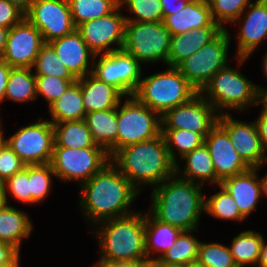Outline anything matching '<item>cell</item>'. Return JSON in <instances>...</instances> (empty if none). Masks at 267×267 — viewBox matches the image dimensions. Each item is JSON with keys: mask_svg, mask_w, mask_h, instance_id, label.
<instances>
[{"mask_svg": "<svg viewBox=\"0 0 267 267\" xmlns=\"http://www.w3.org/2000/svg\"><path fill=\"white\" fill-rule=\"evenodd\" d=\"M80 188L78 206L92 226L133 213L130 205L141 193L111 161Z\"/></svg>", "mask_w": 267, "mask_h": 267, "instance_id": "6da1fadb", "label": "cell"}, {"mask_svg": "<svg viewBox=\"0 0 267 267\" xmlns=\"http://www.w3.org/2000/svg\"><path fill=\"white\" fill-rule=\"evenodd\" d=\"M203 185L179 177L176 173L152 187L149 213L162 223L182 231L197 230L204 211Z\"/></svg>", "mask_w": 267, "mask_h": 267, "instance_id": "7a4b0ae2", "label": "cell"}, {"mask_svg": "<svg viewBox=\"0 0 267 267\" xmlns=\"http://www.w3.org/2000/svg\"><path fill=\"white\" fill-rule=\"evenodd\" d=\"M110 161L139 192L143 185H159L174 175L176 170V163L170 157L162 133L119 149Z\"/></svg>", "mask_w": 267, "mask_h": 267, "instance_id": "3957f363", "label": "cell"}, {"mask_svg": "<svg viewBox=\"0 0 267 267\" xmlns=\"http://www.w3.org/2000/svg\"><path fill=\"white\" fill-rule=\"evenodd\" d=\"M144 213V214H143ZM104 220L94 225L99 243V260L137 261L147 259L145 212ZM97 226V227H96Z\"/></svg>", "mask_w": 267, "mask_h": 267, "instance_id": "277c9868", "label": "cell"}, {"mask_svg": "<svg viewBox=\"0 0 267 267\" xmlns=\"http://www.w3.org/2000/svg\"><path fill=\"white\" fill-rule=\"evenodd\" d=\"M198 93L176 67L168 66L164 71L141 78L133 96L162 117Z\"/></svg>", "mask_w": 267, "mask_h": 267, "instance_id": "5b68a950", "label": "cell"}, {"mask_svg": "<svg viewBox=\"0 0 267 267\" xmlns=\"http://www.w3.org/2000/svg\"><path fill=\"white\" fill-rule=\"evenodd\" d=\"M200 94L220 115L229 113L225 109L241 112L251 105L256 106L261 100V86L228 64L212 77Z\"/></svg>", "mask_w": 267, "mask_h": 267, "instance_id": "8992f818", "label": "cell"}, {"mask_svg": "<svg viewBox=\"0 0 267 267\" xmlns=\"http://www.w3.org/2000/svg\"><path fill=\"white\" fill-rule=\"evenodd\" d=\"M171 36L163 22L126 21L123 49L141 64L163 61L168 66Z\"/></svg>", "mask_w": 267, "mask_h": 267, "instance_id": "52a82bcc", "label": "cell"}, {"mask_svg": "<svg viewBox=\"0 0 267 267\" xmlns=\"http://www.w3.org/2000/svg\"><path fill=\"white\" fill-rule=\"evenodd\" d=\"M230 42V33L223 29L207 45L181 61L176 68L200 93L212 77L228 65Z\"/></svg>", "mask_w": 267, "mask_h": 267, "instance_id": "ba28073f", "label": "cell"}, {"mask_svg": "<svg viewBox=\"0 0 267 267\" xmlns=\"http://www.w3.org/2000/svg\"><path fill=\"white\" fill-rule=\"evenodd\" d=\"M117 121V151L155 138L162 130L161 116L134 96H127L125 102L117 106Z\"/></svg>", "mask_w": 267, "mask_h": 267, "instance_id": "9c48e42d", "label": "cell"}, {"mask_svg": "<svg viewBox=\"0 0 267 267\" xmlns=\"http://www.w3.org/2000/svg\"><path fill=\"white\" fill-rule=\"evenodd\" d=\"M110 162V156L103 147L71 149L54 147L50 165L55 177L62 181H88Z\"/></svg>", "mask_w": 267, "mask_h": 267, "instance_id": "30bf717a", "label": "cell"}, {"mask_svg": "<svg viewBox=\"0 0 267 267\" xmlns=\"http://www.w3.org/2000/svg\"><path fill=\"white\" fill-rule=\"evenodd\" d=\"M142 71L141 63L122 48L101 56L95 55L91 74L98 80L117 88L127 97L133 96L136 91L142 78Z\"/></svg>", "mask_w": 267, "mask_h": 267, "instance_id": "8fae6325", "label": "cell"}, {"mask_svg": "<svg viewBox=\"0 0 267 267\" xmlns=\"http://www.w3.org/2000/svg\"><path fill=\"white\" fill-rule=\"evenodd\" d=\"M6 144L26 165L50 163L54 150V128L49 120L20 127Z\"/></svg>", "mask_w": 267, "mask_h": 267, "instance_id": "7c38bea8", "label": "cell"}, {"mask_svg": "<svg viewBox=\"0 0 267 267\" xmlns=\"http://www.w3.org/2000/svg\"><path fill=\"white\" fill-rule=\"evenodd\" d=\"M121 9L122 6L119 5L112 13L76 27L95 55L107 54L123 48L126 18L122 12L120 13Z\"/></svg>", "mask_w": 267, "mask_h": 267, "instance_id": "4fadbf2b", "label": "cell"}, {"mask_svg": "<svg viewBox=\"0 0 267 267\" xmlns=\"http://www.w3.org/2000/svg\"><path fill=\"white\" fill-rule=\"evenodd\" d=\"M25 18L41 32L44 43L76 29L68 0H34Z\"/></svg>", "mask_w": 267, "mask_h": 267, "instance_id": "5bb4252c", "label": "cell"}, {"mask_svg": "<svg viewBox=\"0 0 267 267\" xmlns=\"http://www.w3.org/2000/svg\"><path fill=\"white\" fill-rule=\"evenodd\" d=\"M219 114L213 106L198 93L189 102L167 111L162 117V130H189L204 138L217 124Z\"/></svg>", "mask_w": 267, "mask_h": 267, "instance_id": "9a60e30c", "label": "cell"}, {"mask_svg": "<svg viewBox=\"0 0 267 267\" xmlns=\"http://www.w3.org/2000/svg\"><path fill=\"white\" fill-rule=\"evenodd\" d=\"M231 113L220 114L217 123L227 132L231 143L242 160L250 168H258L267 162L257 124L232 118Z\"/></svg>", "mask_w": 267, "mask_h": 267, "instance_id": "2e32d148", "label": "cell"}, {"mask_svg": "<svg viewBox=\"0 0 267 267\" xmlns=\"http://www.w3.org/2000/svg\"><path fill=\"white\" fill-rule=\"evenodd\" d=\"M43 44L41 32L24 18L9 29L2 59L12 68H32Z\"/></svg>", "mask_w": 267, "mask_h": 267, "instance_id": "e0dca14e", "label": "cell"}, {"mask_svg": "<svg viewBox=\"0 0 267 267\" xmlns=\"http://www.w3.org/2000/svg\"><path fill=\"white\" fill-rule=\"evenodd\" d=\"M239 21L241 24L237 33L238 43L235 57L238 60V65L241 66L267 38V0L251 2L233 24H237L236 22Z\"/></svg>", "mask_w": 267, "mask_h": 267, "instance_id": "ac0fdd59", "label": "cell"}, {"mask_svg": "<svg viewBox=\"0 0 267 267\" xmlns=\"http://www.w3.org/2000/svg\"><path fill=\"white\" fill-rule=\"evenodd\" d=\"M216 173V185L250 169L234 149L227 132L217 123L205 137Z\"/></svg>", "mask_w": 267, "mask_h": 267, "instance_id": "d6986e66", "label": "cell"}, {"mask_svg": "<svg viewBox=\"0 0 267 267\" xmlns=\"http://www.w3.org/2000/svg\"><path fill=\"white\" fill-rule=\"evenodd\" d=\"M49 44L77 79L92 73L91 67H93L95 54L87 46L77 29L61 38L52 40Z\"/></svg>", "mask_w": 267, "mask_h": 267, "instance_id": "ffe728a7", "label": "cell"}, {"mask_svg": "<svg viewBox=\"0 0 267 267\" xmlns=\"http://www.w3.org/2000/svg\"><path fill=\"white\" fill-rule=\"evenodd\" d=\"M258 168H250L249 170L227 177L220 184L228 191L236 202L240 213L247 218L251 212L256 209L260 200L261 188L259 182Z\"/></svg>", "mask_w": 267, "mask_h": 267, "instance_id": "44dd1931", "label": "cell"}, {"mask_svg": "<svg viewBox=\"0 0 267 267\" xmlns=\"http://www.w3.org/2000/svg\"><path fill=\"white\" fill-rule=\"evenodd\" d=\"M163 23L171 35L185 34L205 26H219L212 17L208 0H190L177 13L166 16Z\"/></svg>", "mask_w": 267, "mask_h": 267, "instance_id": "7402d4cb", "label": "cell"}, {"mask_svg": "<svg viewBox=\"0 0 267 267\" xmlns=\"http://www.w3.org/2000/svg\"><path fill=\"white\" fill-rule=\"evenodd\" d=\"M81 86L86 113L117 108L125 97L117 88L98 80L92 74L77 79Z\"/></svg>", "mask_w": 267, "mask_h": 267, "instance_id": "603a6c76", "label": "cell"}, {"mask_svg": "<svg viewBox=\"0 0 267 267\" xmlns=\"http://www.w3.org/2000/svg\"><path fill=\"white\" fill-rule=\"evenodd\" d=\"M223 29L220 26H205L188 33L171 36L168 66L176 67L214 39Z\"/></svg>", "mask_w": 267, "mask_h": 267, "instance_id": "cb8c5ba5", "label": "cell"}, {"mask_svg": "<svg viewBox=\"0 0 267 267\" xmlns=\"http://www.w3.org/2000/svg\"><path fill=\"white\" fill-rule=\"evenodd\" d=\"M183 159L186 161L183 170L180 167L181 165L178 162L176 163L175 173L179 177L200 185H205L208 181L209 185L213 187L216 185L213 161L205 143L179 158L180 161Z\"/></svg>", "mask_w": 267, "mask_h": 267, "instance_id": "d4e9b609", "label": "cell"}, {"mask_svg": "<svg viewBox=\"0 0 267 267\" xmlns=\"http://www.w3.org/2000/svg\"><path fill=\"white\" fill-rule=\"evenodd\" d=\"M84 120L94 142L103 147L111 158L117 152V108L86 113Z\"/></svg>", "mask_w": 267, "mask_h": 267, "instance_id": "484cf974", "label": "cell"}, {"mask_svg": "<svg viewBox=\"0 0 267 267\" xmlns=\"http://www.w3.org/2000/svg\"><path fill=\"white\" fill-rule=\"evenodd\" d=\"M27 213L8 205L0 207V241L14 247L19 253L24 238L32 232V220Z\"/></svg>", "mask_w": 267, "mask_h": 267, "instance_id": "4316f807", "label": "cell"}, {"mask_svg": "<svg viewBox=\"0 0 267 267\" xmlns=\"http://www.w3.org/2000/svg\"><path fill=\"white\" fill-rule=\"evenodd\" d=\"M182 230L162 223L149 212L145 213V250L147 258L152 259V253L160 258L177 240Z\"/></svg>", "mask_w": 267, "mask_h": 267, "instance_id": "83f0119b", "label": "cell"}, {"mask_svg": "<svg viewBox=\"0 0 267 267\" xmlns=\"http://www.w3.org/2000/svg\"><path fill=\"white\" fill-rule=\"evenodd\" d=\"M54 147L71 149L101 147L97 145L85 120L64 121L53 124Z\"/></svg>", "mask_w": 267, "mask_h": 267, "instance_id": "f1b7e54d", "label": "cell"}, {"mask_svg": "<svg viewBox=\"0 0 267 267\" xmlns=\"http://www.w3.org/2000/svg\"><path fill=\"white\" fill-rule=\"evenodd\" d=\"M49 114L51 115L52 124L73 121L84 120L86 111L83 104L81 86L76 81L68 90L49 107Z\"/></svg>", "mask_w": 267, "mask_h": 267, "instance_id": "f546056e", "label": "cell"}, {"mask_svg": "<svg viewBox=\"0 0 267 267\" xmlns=\"http://www.w3.org/2000/svg\"><path fill=\"white\" fill-rule=\"evenodd\" d=\"M262 235L260 232L246 230L233 238L229 249L237 267L249 264L257 267L264 239Z\"/></svg>", "mask_w": 267, "mask_h": 267, "instance_id": "4dcf8cb0", "label": "cell"}, {"mask_svg": "<svg viewBox=\"0 0 267 267\" xmlns=\"http://www.w3.org/2000/svg\"><path fill=\"white\" fill-rule=\"evenodd\" d=\"M32 68H11L4 95L5 99L23 103L37 99L36 76Z\"/></svg>", "mask_w": 267, "mask_h": 267, "instance_id": "1f68e13d", "label": "cell"}, {"mask_svg": "<svg viewBox=\"0 0 267 267\" xmlns=\"http://www.w3.org/2000/svg\"><path fill=\"white\" fill-rule=\"evenodd\" d=\"M75 26L112 13L120 0H68Z\"/></svg>", "mask_w": 267, "mask_h": 267, "instance_id": "d6a6232c", "label": "cell"}, {"mask_svg": "<svg viewBox=\"0 0 267 267\" xmlns=\"http://www.w3.org/2000/svg\"><path fill=\"white\" fill-rule=\"evenodd\" d=\"M196 230L182 231L175 243L160 257L166 263L187 265L196 261L200 240L192 233ZM192 234V235H191Z\"/></svg>", "mask_w": 267, "mask_h": 267, "instance_id": "836d02e7", "label": "cell"}, {"mask_svg": "<svg viewBox=\"0 0 267 267\" xmlns=\"http://www.w3.org/2000/svg\"><path fill=\"white\" fill-rule=\"evenodd\" d=\"M217 187L220 191L205 199L204 213L212 215L215 219L244 221L246 218L240 213L232 196L221 184Z\"/></svg>", "mask_w": 267, "mask_h": 267, "instance_id": "e575fe53", "label": "cell"}, {"mask_svg": "<svg viewBox=\"0 0 267 267\" xmlns=\"http://www.w3.org/2000/svg\"><path fill=\"white\" fill-rule=\"evenodd\" d=\"M161 133L165 139L170 157L175 163L179 162L177 161V152L179 157L182 158L188 152L205 143V138L201 134L189 130H161Z\"/></svg>", "mask_w": 267, "mask_h": 267, "instance_id": "d590c367", "label": "cell"}, {"mask_svg": "<svg viewBox=\"0 0 267 267\" xmlns=\"http://www.w3.org/2000/svg\"><path fill=\"white\" fill-rule=\"evenodd\" d=\"M32 69L35 76H52L61 79H77L64 63L58 58L53 47L44 43L35 59Z\"/></svg>", "mask_w": 267, "mask_h": 267, "instance_id": "8d00e7d4", "label": "cell"}, {"mask_svg": "<svg viewBox=\"0 0 267 267\" xmlns=\"http://www.w3.org/2000/svg\"><path fill=\"white\" fill-rule=\"evenodd\" d=\"M120 6L128 8L131 15L126 21L131 22H163L160 0H120Z\"/></svg>", "mask_w": 267, "mask_h": 267, "instance_id": "74e56055", "label": "cell"}, {"mask_svg": "<svg viewBox=\"0 0 267 267\" xmlns=\"http://www.w3.org/2000/svg\"><path fill=\"white\" fill-rule=\"evenodd\" d=\"M51 176H55L50 163L30 165L31 205L41 203L50 193Z\"/></svg>", "mask_w": 267, "mask_h": 267, "instance_id": "f35d334b", "label": "cell"}, {"mask_svg": "<svg viewBox=\"0 0 267 267\" xmlns=\"http://www.w3.org/2000/svg\"><path fill=\"white\" fill-rule=\"evenodd\" d=\"M197 261L205 267H237L229 246L217 242L200 241Z\"/></svg>", "mask_w": 267, "mask_h": 267, "instance_id": "ab89813d", "label": "cell"}, {"mask_svg": "<svg viewBox=\"0 0 267 267\" xmlns=\"http://www.w3.org/2000/svg\"><path fill=\"white\" fill-rule=\"evenodd\" d=\"M214 21L222 28L223 24L235 22L251 3V0H208Z\"/></svg>", "mask_w": 267, "mask_h": 267, "instance_id": "60d3db41", "label": "cell"}, {"mask_svg": "<svg viewBox=\"0 0 267 267\" xmlns=\"http://www.w3.org/2000/svg\"><path fill=\"white\" fill-rule=\"evenodd\" d=\"M77 79H61L50 76H36V95L43 96L48 107L58 100Z\"/></svg>", "mask_w": 267, "mask_h": 267, "instance_id": "b9f144b4", "label": "cell"}, {"mask_svg": "<svg viewBox=\"0 0 267 267\" xmlns=\"http://www.w3.org/2000/svg\"><path fill=\"white\" fill-rule=\"evenodd\" d=\"M7 192L10 193L16 201H20V203L22 202L24 204H31L30 165H26L22 171L15 173L5 181V197L8 204Z\"/></svg>", "mask_w": 267, "mask_h": 267, "instance_id": "7bdbcfd3", "label": "cell"}, {"mask_svg": "<svg viewBox=\"0 0 267 267\" xmlns=\"http://www.w3.org/2000/svg\"><path fill=\"white\" fill-rule=\"evenodd\" d=\"M26 164L6 144L0 152V179L4 182L15 173L22 171Z\"/></svg>", "mask_w": 267, "mask_h": 267, "instance_id": "ee69618b", "label": "cell"}, {"mask_svg": "<svg viewBox=\"0 0 267 267\" xmlns=\"http://www.w3.org/2000/svg\"><path fill=\"white\" fill-rule=\"evenodd\" d=\"M25 18V13L8 0H0V26L10 29Z\"/></svg>", "mask_w": 267, "mask_h": 267, "instance_id": "f6af8a7d", "label": "cell"}, {"mask_svg": "<svg viewBox=\"0 0 267 267\" xmlns=\"http://www.w3.org/2000/svg\"><path fill=\"white\" fill-rule=\"evenodd\" d=\"M258 105H261L263 108L261 109L260 114L255 122L258 127L262 147L267 153V105L262 100L258 102L257 106Z\"/></svg>", "mask_w": 267, "mask_h": 267, "instance_id": "bcb514c9", "label": "cell"}, {"mask_svg": "<svg viewBox=\"0 0 267 267\" xmlns=\"http://www.w3.org/2000/svg\"><path fill=\"white\" fill-rule=\"evenodd\" d=\"M162 5V17L163 19L185 7L190 0H160Z\"/></svg>", "mask_w": 267, "mask_h": 267, "instance_id": "7dc6e473", "label": "cell"}, {"mask_svg": "<svg viewBox=\"0 0 267 267\" xmlns=\"http://www.w3.org/2000/svg\"><path fill=\"white\" fill-rule=\"evenodd\" d=\"M18 254L10 244L0 241V267L10 263Z\"/></svg>", "mask_w": 267, "mask_h": 267, "instance_id": "c3c4849f", "label": "cell"}, {"mask_svg": "<svg viewBox=\"0 0 267 267\" xmlns=\"http://www.w3.org/2000/svg\"><path fill=\"white\" fill-rule=\"evenodd\" d=\"M11 68L2 58H0V103L4 101V95L8 83Z\"/></svg>", "mask_w": 267, "mask_h": 267, "instance_id": "681fc988", "label": "cell"}, {"mask_svg": "<svg viewBox=\"0 0 267 267\" xmlns=\"http://www.w3.org/2000/svg\"><path fill=\"white\" fill-rule=\"evenodd\" d=\"M139 260L137 261H110L98 260L97 264L93 267H138Z\"/></svg>", "mask_w": 267, "mask_h": 267, "instance_id": "f907efd6", "label": "cell"}, {"mask_svg": "<svg viewBox=\"0 0 267 267\" xmlns=\"http://www.w3.org/2000/svg\"><path fill=\"white\" fill-rule=\"evenodd\" d=\"M257 267H267V242L263 239Z\"/></svg>", "mask_w": 267, "mask_h": 267, "instance_id": "816d5d0a", "label": "cell"}, {"mask_svg": "<svg viewBox=\"0 0 267 267\" xmlns=\"http://www.w3.org/2000/svg\"><path fill=\"white\" fill-rule=\"evenodd\" d=\"M8 31L9 29L0 26V58L3 57L6 49Z\"/></svg>", "mask_w": 267, "mask_h": 267, "instance_id": "f5cc1de1", "label": "cell"}, {"mask_svg": "<svg viewBox=\"0 0 267 267\" xmlns=\"http://www.w3.org/2000/svg\"><path fill=\"white\" fill-rule=\"evenodd\" d=\"M11 4L17 6L20 10L26 13L34 0H8Z\"/></svg>", "mask_w": 267, "mask_h": 267, "instance_id": "db71d44e", "label": "cell"}, {"mask_svg": "<svg viewBox=\"0 0 267 267\" xmlns=\"http://www.w3.org/2000/svg\"><path fill=\"white\" fill-rule=\"evenodd\" d=\"M138 267H157V257L155 258H147L144 260H139Z\"/></svg>", "mask_w": 267, "mask_h": 267, "instance_id": "11a10c76", "label": "cell"}, {"mask_svg": "<svg viewBox=\"0 0 267 267\" xmlns=\"http://www.w3.org/2000/svg\"><path fill=\"white\" fill-rule=\"evenodd\" d=\"M6 203L5 182L0 179V207L4 206Z\"/></svg>", "mask_w": 267, "mask_h": 267, "instance_id": "9f6ffc18", "label": "cell"}, {"mask_svg": "<svg viewBox=\"0 0 267 267\" xmlns=\"http://www.w3.org/2000/svg\"><path fill=\"white\" fill-rule=\"evenodd\" d=\"M261 196H267V174L264 177L259 178Z\"/></svg>", "mask_w": 267, "mask_h": 267, "instance_id": "6f0895ef", "label": "cell"}, {"mask_svg": "<svg viewBox=\"0 0 267 267\" xmlns=\"http://www.w3.org/2000/svg\"><path fill=\"white\" fill-rule=\"evenodd\" d=\"M20 253L8 264L1 267H20Z\"/></svg>", "mask_w": 267, "mask_h": 267, "instance_id": "680465c9", "label": "cell"}, {"mask_svg": "<svg viewBox=\"0 0 267 267\" xmlns=\"http://www.w3.org/2000/svg\"><path fill=\"white\" fill-rule=\"evenodd\" d=\"M157 267H183V266L177 265V264L166 263L160 258H157Z\"/></svg>", "mask_w": 267, "mask_h": 267, "instance_id": "91938a15", "label": "cell"}, {"mask_svg": "<svg viewBox=\"0 0 267 267\" xmlns=\"http://www.w3.org/2000/svg\"><path fill=\"white\" fill-rule=\"evenodd\" d=\"M262 67H263V74L264 76L267 78V51H266V54H264V57H263V62H262Z\"/></svg>", "mask_w": 267, "mask_h": 267, "instance_id": "94428289", "label": "cell"}, {"mask_svg": "<svg viewBox=\"0 0 267 267\" xmlns=\"http://www.w3.org/2000/svg\"><path fill=\"white\" fill-rule=\"evenodd\" d=\"M261 100L267 105V88L261 87Z\"/></svg>", "mask_w": 267, "mask_h": 267, "instance_id": "6125c7cd", "label": "cell"}, {"mask_svg": "<svg viewBox=\"0 0 267 267\" xmlns=\"http://www.w3.org/2000/svg\"><path fill=\"white\" fill-rule=\"evenodd\" d=\"M183 267H205V266L196 260L188 263L187 265H184Z\"/></svg>", "mask_w": 267, "mask_h": 267, "instance_id": "be15d7a7", "label": "cell"}, {"mask_svg": "<svg viewBox=\"0 0 267 267\" xmlns=\"http://www.w3.org/2000/svg\"><path fill=\"white\" fill-rule=\"evenodd\" d=\"M3 132L4 131H2L0 133V152L3 149V147L6 145V139H5L4 135H3L4 134Z\"/></svg>", "mask_w": 267, "mask_h": 267, "instance_id": "e7e4bbea", "label": "cell"}, {"mask_svg": "<svg viewBox=\"0 0 267 267\" xmlns=\"http://www.w3.org/2000/svg\"><path fill=\"white\" fill-rule=\"evenodd\" d=\"M1 119V118H0ZM2 120H0V133L3 131V129H2Z\"/></svg>", "mask_w": 267, "mask_h": 267, "instance_id": "03108f58", "label": "cell"}]
</instances>
